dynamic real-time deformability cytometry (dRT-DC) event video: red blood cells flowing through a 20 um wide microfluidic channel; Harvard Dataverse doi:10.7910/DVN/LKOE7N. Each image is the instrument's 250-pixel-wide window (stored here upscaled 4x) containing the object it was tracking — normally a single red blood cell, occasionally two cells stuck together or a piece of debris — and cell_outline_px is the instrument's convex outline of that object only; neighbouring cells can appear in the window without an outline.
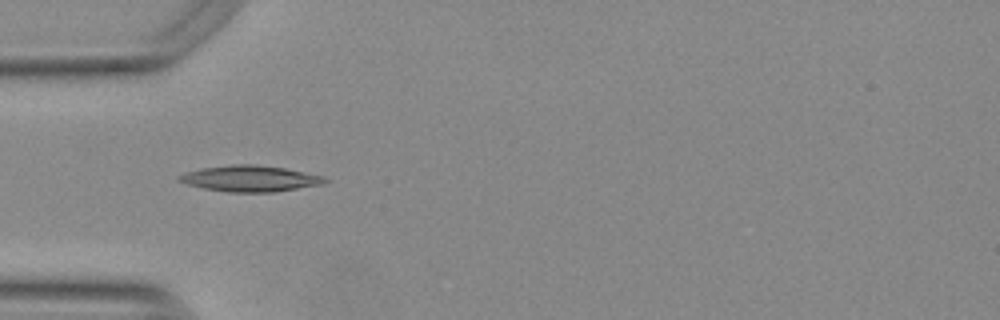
{"species": "Egyptian fruit bat (a non-hibernating species)", "species_latin": "Rousettus aegyptiacus", "temperature_condition": "warm", "stored_images_in_passage": 12, "camera_frame_rate_fps": 3000, "um_per_image_px": 0.085, "animal": {"sex": "female"}, "frame": {"image": 1, "passage_image": 3, "time_ms": 0.667, "image_size_px": [1000, 320], "cell_outline_px": [[328, 180], [324, 184], [272, 192], [228, 192], [204, 188], [188, 184], [176, 180], [176, 176], [184, 172], [200, 168], [232, 164], [256, 164], [284, 168], [324, 176]], "centroid_in_image_um": [21.22, 15.17], "position_along_channel_um": 63.8, "area_um2": 22.2}}
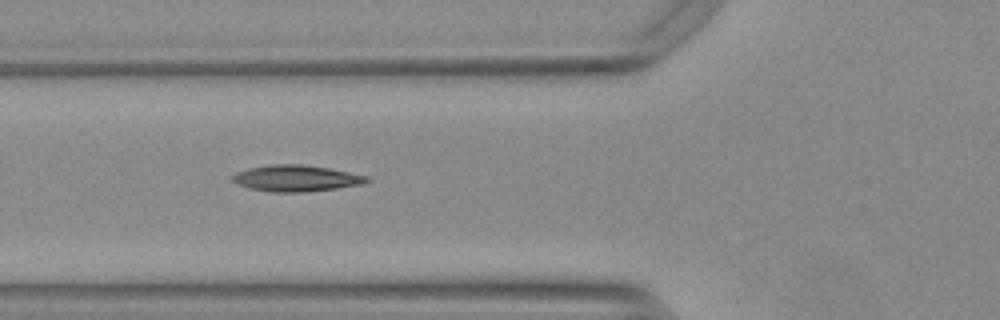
{"frame": {"image": 2, "passage_image": 6, "time_ms": 1.667, "image_size_px": [1000, 320], "cell_outline_px": [[372, 180], [360, 184], [336, 188], [304, 192], [272, 192], [248, 188], [232, 180], [232, 176], [236, 172], [248, 168], [268, 164], [300, 164], [328, 168], [368, 176]], "centroid_in_image_um": [25.15, 15.15], "position_along_channel_um": 100.6, "area_um2": 20.46}}